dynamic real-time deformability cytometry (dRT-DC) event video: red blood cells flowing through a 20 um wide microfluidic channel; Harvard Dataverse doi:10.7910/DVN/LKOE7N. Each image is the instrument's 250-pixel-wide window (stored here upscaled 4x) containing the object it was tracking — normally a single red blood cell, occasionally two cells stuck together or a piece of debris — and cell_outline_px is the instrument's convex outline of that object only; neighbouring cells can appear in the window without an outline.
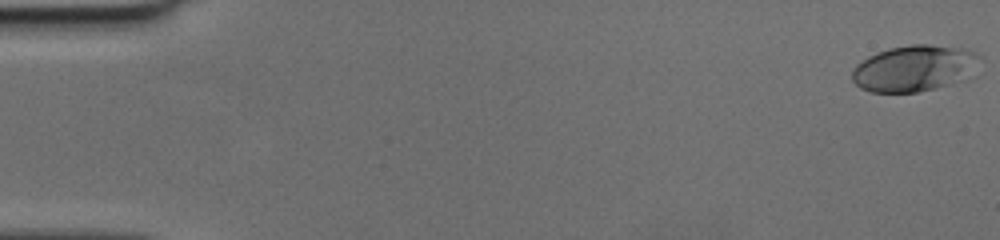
{"species": "human", "species_latin": "Homo sapiens", "temperature_condition": "cold", "stored_images_in_passage": 49, "camera_frame_rate_fps": 3000, "um_per_image_px": 0.085, "donor": {"sex": "female"}, "frame": {"image": 1, "passage_image": 1, "time_ms": 0.0, "image_size_px": [1000, 240], "cell_outline_px": [[972, 52], [948, 84], [916, 92], [872, 92], [860, 88], [852, 80], [852, 72], [856, 64], [868, 56], [892, 48], [912, 44], [928, 44], [960, 48]], "centroid_in_image_um": [77.29, 5.81], "position_along_channel_um": 7.7, "area_um2": 31.15}}
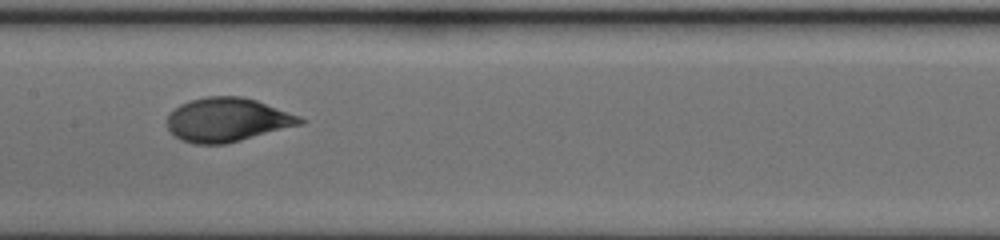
{"frame": {"image": 2, "passage_image": 26, "time_ms": 8.333, "image_size_px": [1000, 240], "cell_outline_px": [[308, 120], [304, 124], [224, 144], [196, 144], [180, 140], [168, 128], [168, 116], [180, 104], [188, 100], [204, 96], [244, 96], [256, 100], [300, 116]], "centroid_in_image_um": [19.35, 10.17], "position_along_channel_um": 188.0, "area_um2": 33.99}}
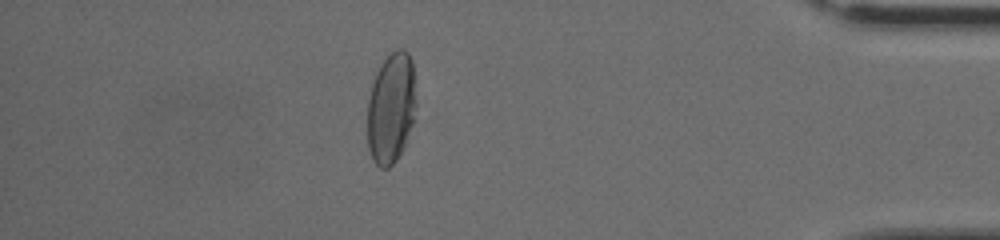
{"frame": {"image": 3, "passage_image": 44, "time_ms": 14.333, "image_size_px": [1000, 240], "cell_outline_px": [[416, 104], [412, 124], [404, 144], [396, 160], [388, 168], [380, 168], [372, 160], [368, 148], [368, 100], [372, 84], [376, 72], [380, 64], [396, 48], [400, 48], [408, 52], [412, 60], [416, 100]], "centroid_in_image_um": [33.24, 9.17], "position_along_channel_um": 402.0, "area_um2": 31.39}}